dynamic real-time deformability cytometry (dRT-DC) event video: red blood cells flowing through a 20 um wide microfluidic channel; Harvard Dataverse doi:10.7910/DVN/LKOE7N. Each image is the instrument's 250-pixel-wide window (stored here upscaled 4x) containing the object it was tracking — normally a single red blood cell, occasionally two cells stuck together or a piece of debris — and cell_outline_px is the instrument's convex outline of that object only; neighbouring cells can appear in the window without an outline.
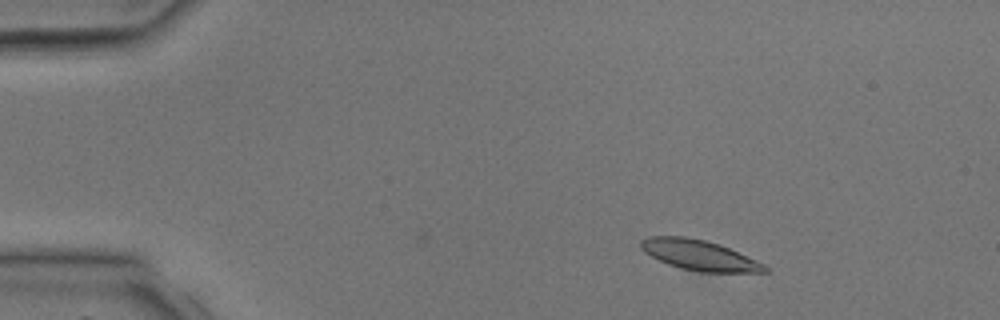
{"species": "common noctule bat (a hibernating species)", "species_latin": "Nyctalus noctula", "temperature_condition": "room temperature", "stored_images_in_passage": 5, "camera_frame_rate_fps": 3000, "um_per_image_px": 0.085, "animal": {"sex": "male", "body_mass_g": 17.9, "forearm_length_mm": 54.2}, "frame": {"image": 1, "passage_image": 1, "time_ms": 0.0, "image_size_px": [1000, 320], "cell_outline_px": [[768, 272], [692, 272], [668, 264], [644, 252], [640, 248], [640, 240], [648, 236], [684, 236], [704, 240], [728, 248], [756, 260], [764, 264], [768, 268]], "centroid_in_image_um": [59.4, 21.69], "position_along_channel_um": 25.6, "area_um2": 21.73}}